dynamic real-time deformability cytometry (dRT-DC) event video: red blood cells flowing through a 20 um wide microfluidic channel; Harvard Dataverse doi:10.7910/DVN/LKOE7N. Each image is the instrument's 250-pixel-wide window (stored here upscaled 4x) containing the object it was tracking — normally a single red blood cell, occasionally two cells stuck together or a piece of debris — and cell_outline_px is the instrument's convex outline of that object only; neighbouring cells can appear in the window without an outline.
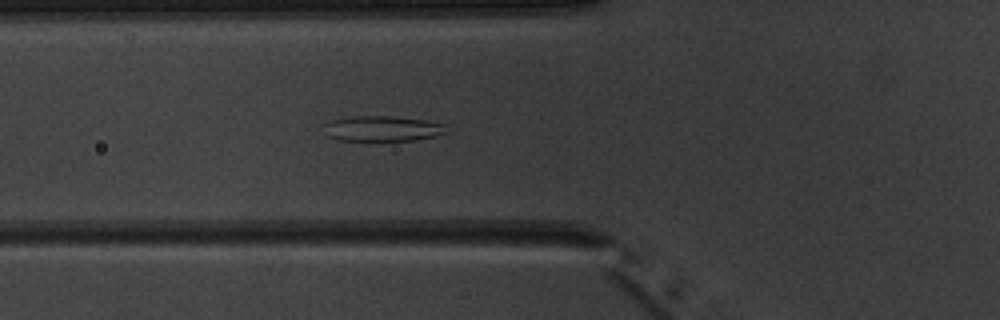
{"species": "common noctule bat (a hibernating species)", "species_latin": "Nyctalus noctula", "temperature_condition": "warm", "stored_images_in_passage": 6, "camera_frame_rate_fps": 3000, "um_per_image_px": 0.085, "animal": {"sex": "male", "body_mass_g": 20.1, "forearm_length_mm": 53.5}, "frame": {"image": 1, "passage_image": 6, "time_ms": 5.667, "image_size_px": [1000, 320], "cell_outline_px": [[444, 132], [432, 136], [412, 140], [340, 140], [328, 136], [324, 124], [332, 120], [352, 116], [388, 116], [424, 120], [444, 124]], "centroid_in_image_um": [32.44, 10.92], "position_along_channel_um": 93.4, "area_um2": 17.51}}